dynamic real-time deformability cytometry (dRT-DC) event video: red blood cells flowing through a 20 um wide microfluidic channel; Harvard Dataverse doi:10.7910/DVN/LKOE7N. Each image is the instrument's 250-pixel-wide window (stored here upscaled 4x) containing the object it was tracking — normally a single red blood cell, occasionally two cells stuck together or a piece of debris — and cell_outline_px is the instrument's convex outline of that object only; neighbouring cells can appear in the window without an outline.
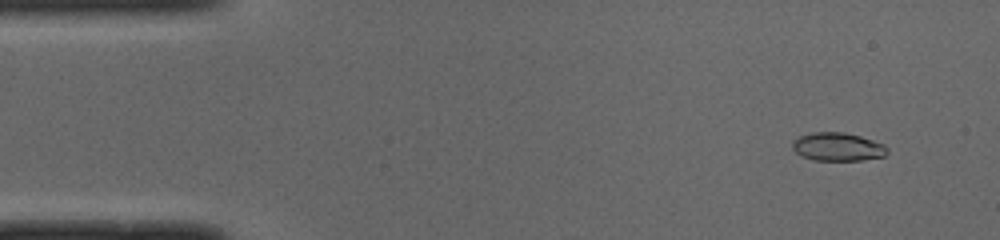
{"species": "common noctule bat (a hibernating species)", "species_latin": "Nyctalus noctula", "temperature_condition": "cold", "stored_images_in_passage": 50, "camera_frame_rate_fps": 3000, "um_per_image_px": 0.085, "animal": {"sex": "male", "body_mass_g": 19.0, "forearm_length_mm": 50.8}, "frame": {"image": 1, "passage_image": 4, "time_ms": 1.0, "image_size_px": [1000, 240], "cell_outline_px": [[888, 152], [884, 156], [860, 160], [812, 160], [800, 156], [792, 148], [792, 140], [800, 136], [812, 132], [844, 132], [860, 136], [884, 144], [888, 148]], "centroid_in_image_um": [71.18, 12.48], "position_along_channel_um": 13.8, "area_um2": 15.72}}
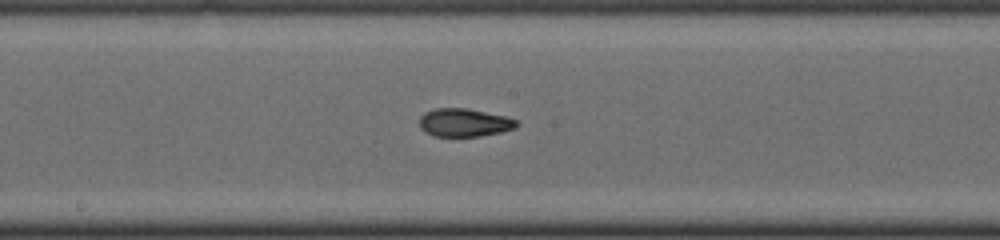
{"frame": {"image": 2, "passage_image": 26, "time_ms": 8.333, "image_size_px": [1000, 240], "cell_outline_px": [[520, 124], [516, 128], [500, 132], [480, 136], [432, 136], [424, 132], [420, 128], [420, 116], [424, 112], [432, 108], [468, 108], [508, 116], [516, 120]], "centroid_in_image_um": [39.46, 10.41], "position_along_channel_um": 208.7, "area_um2": 16.24}}
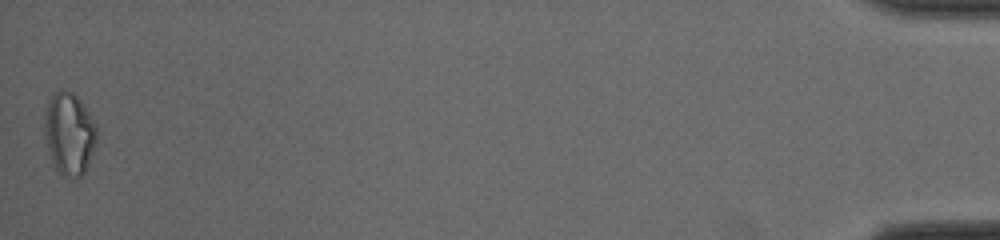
{"frame": {"image": 3, "passage_image": 50, "time_ms": 16.333, "image_size_px": [1000, 240], "cell_outline_px": [[96, 140], [88, 164], [84, 172], [80, 176], [68, 176], [60, 172], [56, 168], [48, 152], [44, 132], [44, 116], [48, 100], [52, 92], [64, 88], [72, 92], [80, 100], [88, 112], [96, 128]], "centroid_in_image_um": [5.85, 11.29], "position_along_channel_um": 429.4, "area_um2": 24.74}, "authors_computed_cell_mechanics": {"area_um2": 16.3285, "velocity_mm_per_s": 3.9971, "shape_relaxation_time_tau1_ms": 7.8392, "shape_relaxation_time_tau2_ms": 1.6124, "deformation_change_tau1": 0.2154, "deformation_change_tau2": 0.0697}}